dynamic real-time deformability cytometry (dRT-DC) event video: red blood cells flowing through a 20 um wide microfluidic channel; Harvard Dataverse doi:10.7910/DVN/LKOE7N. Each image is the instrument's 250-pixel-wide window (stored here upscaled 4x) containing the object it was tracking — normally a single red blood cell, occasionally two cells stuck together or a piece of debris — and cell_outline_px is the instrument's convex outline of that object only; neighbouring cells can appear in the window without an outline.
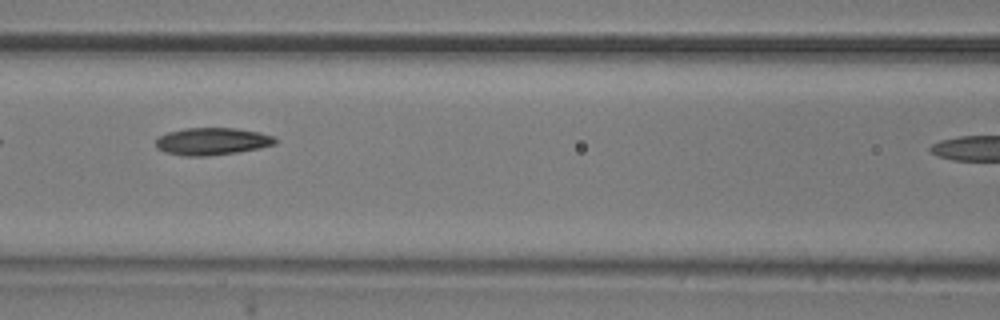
{"species": "common noctule bat (a hibernating species)", "species_latin": "Nyctalus noctula", "temperature_condition": "room temperature", "stored_images_in_passage": 24, "camera_frame_rate_fps": 3000, "um_per_image_px": 0.085, "animal": {"sex": "male", "body_mass_g": 20.5, "forearm_length_mm": 52.5}, "frame": {"image": 1, "passage_image": 8, "time_ms": 2.333, "image_size_px": [1000, 320], "cell_outline_px": [[276, 144], [260, 148], [236, 152], [208, 156], [184, 156], [164, 152], [156, 148], [156, 136], [168, 132], [184, 128], [236, 128], [256, 132], [272, 136], [276, 140]], "centroid_in_image_um": [17.96, 12.02], "position_along_channel_um": 148.6, "area_um2": 19.02}}
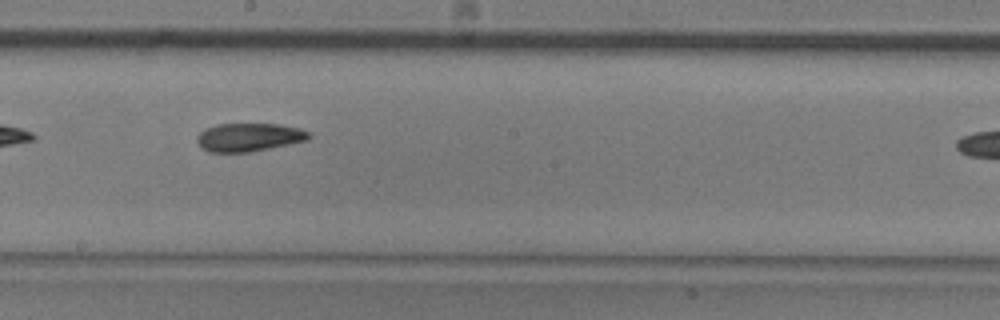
{"frame": {"image": 2, "passage_image": 14, "time_ms": 4.333, "image_size_px": [1000, 320], "cell_outline_px": [[312, 136], [308, 140], [252, 152], [208, 152], [200, 148], [196, 140], [196, 136], [204, 128], [216, 124], [280, 124], [300, 128], [312, 132]], "centroid_in_image_um": [21.16, 11.66], "position_along_channel_um": 227.0, "area_um2": 18.84}}
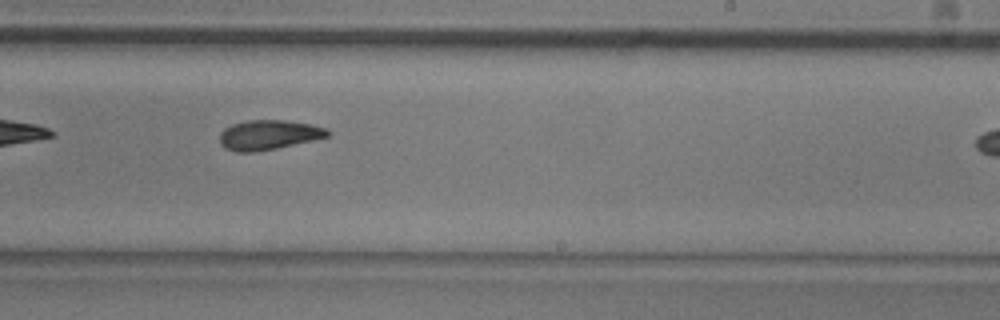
{"frame": {"image": 3, "passage_image": 17, "time_ms": 5.333, "image_size_px": [1000, 320], "cell_outline_px": [[332, 132], [328, 136], [312, 140], [276, 148], [252, 152], [236, 152], [224, 148], [220, 144], [220, 132], [224, 128], [232, 124], [248, 120], [284, 120], [308, 124], [328, 128]], "centroid_in_image_um": [22.81, 11.46], "position_along_channel_um": 266.2, "area_um2": 18.61}}